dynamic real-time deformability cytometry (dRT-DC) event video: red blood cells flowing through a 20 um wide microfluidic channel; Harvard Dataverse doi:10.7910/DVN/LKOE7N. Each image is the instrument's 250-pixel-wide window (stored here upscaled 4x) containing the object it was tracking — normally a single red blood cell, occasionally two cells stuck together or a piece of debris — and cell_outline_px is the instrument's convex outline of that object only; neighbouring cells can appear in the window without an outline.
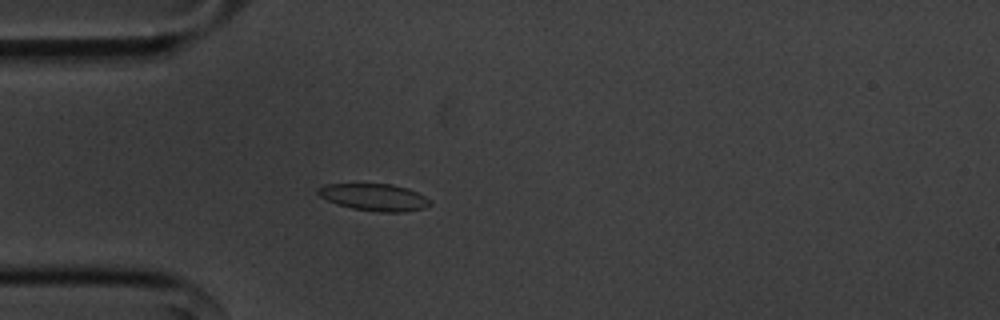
{"species": "common noctule bat (a hibernating species)", "species_latin": "Nyctalus noctula", "temperature_condition": "cold", "stored_images_in_passage": 39, "camera_frame_rate_fps": 3000, "um_per_image_px": 0.085, "animal": {"sex": "male", "body_mass_g": 20.1, "forearm_length_mm": 53.5}, "frame": {"image": 1, "passage_image": 5, "time_ms": 1.333, "image_size_px": [1000, 320], "cell_outline_px": [[432, 204], [424, 208], [404, 212], [380, 212], [352, 208], [336, 204], [320, 196], [316, 192], [316, 188], [324, 184], [392, 184], [408, 188], [432, 200]], "centroid_in_image_um": [31.81, 16.76], "position_along_channel_um": 53.2, "area_um2": 17.74}}
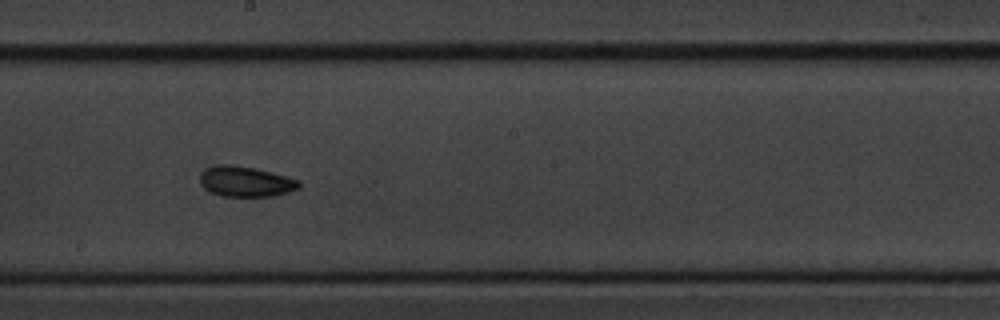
{"frame": {"image": 2, "passage_image": 20, "time_ms": 6.333, "image_size_px": [1000, 320], "cell_outline_px": [[300, 188], [288, 192], [272, 196], [224, 196], [212, 192], [204, 188], [200, 184], [200, 176], [208, 168], [216, 164], [236, 164], [256, 168], [272, 172], [300, 180]], "centroid_in_image_um": [20.9, 15.41], "position_along_channel_um": 227.3, "area_um2": 17.57}}
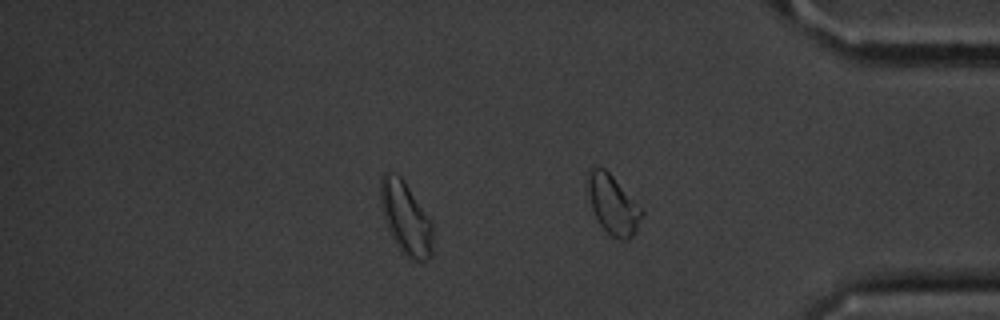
{"frame": {"image": 3, "passage_image": 34, "time_ms": 11.0, "image_size_px": [1000, 320], "cell_outline_px": [[432, 256], [428, 260], [408, 260], [400, 252], [388, 228], [380, 204], [380, 180], [384, 172], [396, 172], [404, 180], [432, 220]], "centroid_in_image_um": [34.5, 18.54], "position_along_channel_um": 400.7, "area_um2": 22.48}, "authors_computed_cell_mechanics": {"area_um2": 17.3978, "velocity_mm_per_s": 3.605, "shape_relaxation_time_tau1_ms": 2.6055, "shape_relaxation_time_tau2_ms": 5.6295, "deformation_change_tau1": 0.0791, "deformation_change_tau2": 0.0862}}